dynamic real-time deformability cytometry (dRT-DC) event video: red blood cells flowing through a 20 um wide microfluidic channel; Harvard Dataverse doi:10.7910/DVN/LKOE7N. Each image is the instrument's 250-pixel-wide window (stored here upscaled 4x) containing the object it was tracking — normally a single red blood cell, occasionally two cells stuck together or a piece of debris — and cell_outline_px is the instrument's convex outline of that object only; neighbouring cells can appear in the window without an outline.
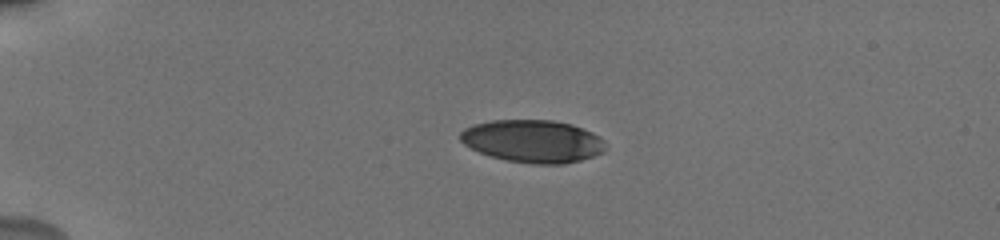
{"species": "human", "species_latin": "Homo sapiens", "temperature_condition": "cold", "stored_images_in_passage": 48, "camera_frame_rate_fps": 3000, "um_per_image_px": 0.085, "donor": {"sex": "male"}, "frame": {"image": 1, "passage_image": 1, "time_ms": 0.0, "image_size_px": [1000, 240], "cell_outline_px": [[608, 148], [604, 152], [580, 160], [564, 164], [532, 164], [504, 160], [480, 152], [464, 144], [460, 140], [460, 132], [464, 128], [476, 124], [492, 120], [552, 120], [572, 124], [592, 132], [600, 136], [604, 140]], "centroid_in_image_um": [45.33, 12.0], "position_along_channel_um": 39.7, "area_um2": 36.24}}
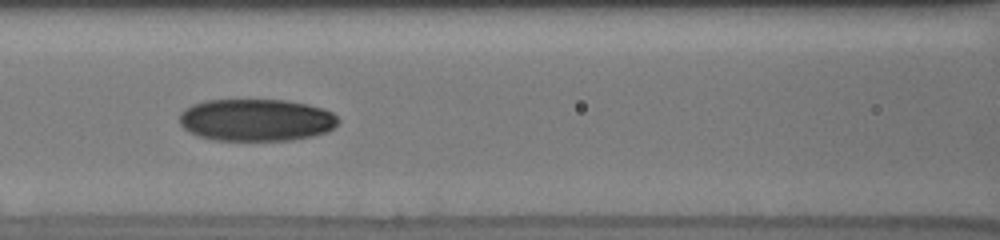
{"frame": {"image": 2, "passage_image": 11, "time_ms": 4.333, "image_size_px": [1000, 240], "cell_outline_px": [[340, 120], [328, 132], [312, 136], [292, 140], [216, 140], [200, 136], [188, 132], [180, 124], [180, 112], [184, 108], [192, 104], [204, 100], [284, 100], [308, 104], [332, 112]], "centroid_in_image_um": [21.76, 10.19], "position_along_channel_um": 144.8, "area_um2": 39.13}}
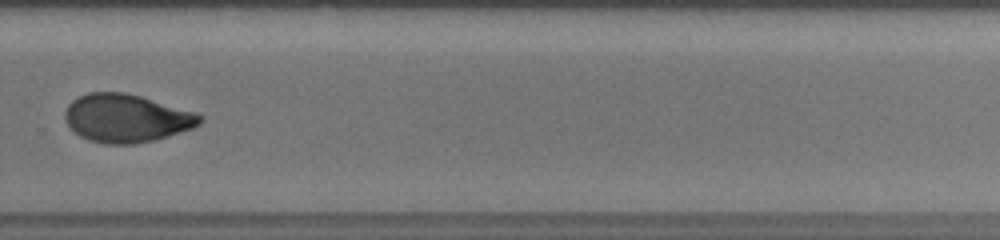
{"frame": {"image": 3, "passage_image": 28, "time_ms": 9.0, "image_size_px": [1000, 240], "cell_outline_px": [[204, 120], [200, 124], [192, 128], [156, 140], [132, 144], [104, 144], [88, 140], [80, 136], [68, 124], [64, 116], [64, 112], [68, 104], [72, 100], [88, 92], [124, 92], [140, 96], [196, 112], [204, 116]], "centroid_in_image_um": [10.76, 10.05], "position_along_channel_um": 319.0, "area_um2": 37.92}, "authors_computed_cell_mechanics": {"area_um2": 37.9457, "velocity_mm_per_s": 3.7405, "shape_relaxation_time_tau1_ms": 6.2107, "shape_relaxation_time_tau2_ms": 2.4259, "deformation_change_tau1": 0.1871, "deformation_change_tau2": 0.066}}